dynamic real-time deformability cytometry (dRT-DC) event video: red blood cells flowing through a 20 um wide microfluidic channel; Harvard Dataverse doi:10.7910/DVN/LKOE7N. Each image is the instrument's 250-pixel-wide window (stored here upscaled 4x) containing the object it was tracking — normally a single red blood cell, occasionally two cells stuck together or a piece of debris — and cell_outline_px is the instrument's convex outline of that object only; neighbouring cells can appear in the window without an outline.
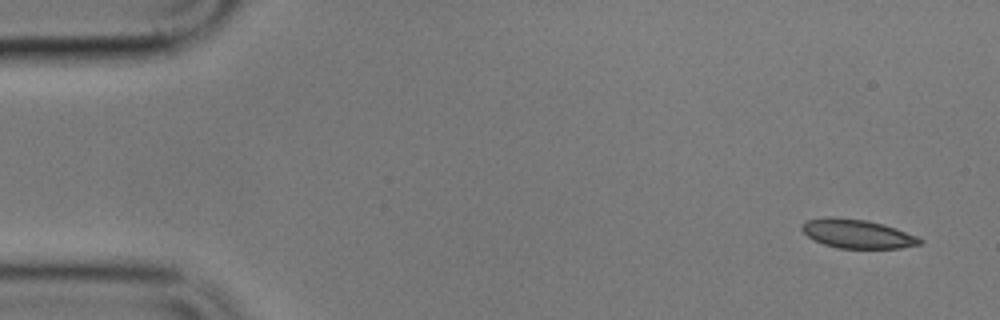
{"species": "common noctule bat (a hibernating species)", "species_latin": "Nyctalus noctula", "temperature_condition": "cold", "stored_images_in_passage": 7, "camera_frame_rate_fps": 3000, "um_per_image_px": 0.085, "animal": {"sex": "male", "body_mass_g": 17.9}, "frame": {"image": 1, "passage_image": 1, "time_ms": 0.0, "image_size_px": [1000, 320], "cell_outline_px": [[924, 240], [920, 244], [900, 248], [836, 248], [824, 244], [808, 236], [800, 228], [800, 224], [808, 220], [824, 216], [832, 216], [868, 220], [884, 224], [896, 228], [916, 236]], "centroid_in_image_um": [72.85, 19.85], "position_along_channel_um": 12.2, "area_um2": 19.94}}
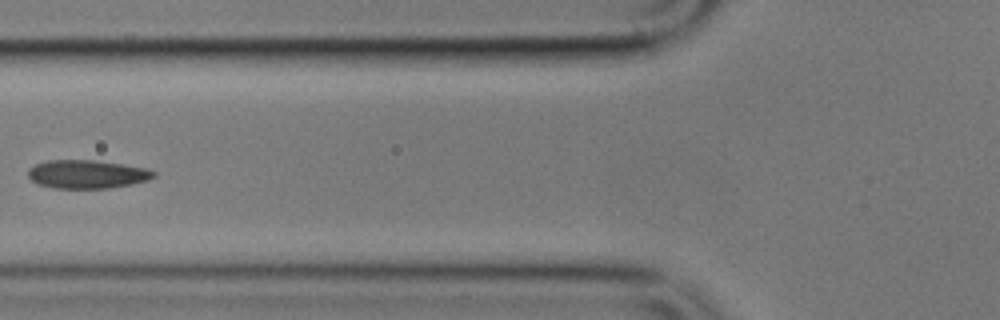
{"frame": {"image": 2, "passage_image": 6, "time_ms": 6.333, "image_size_px": [1000, 320], "cell_outline_px": [[156, 176], [148, 180], [132, 184], [108, 188], [52, 188], [40, 184], [32, 180], [28, 176], [28, 168], [36, 164], [48, 160], [92, 160], [120, 164], [144, 168], [156, 172]], "centroid_in_image_um": [7.39, 14.81], "position_along_channel_um": 118.4, "area_um2": 20.63}}
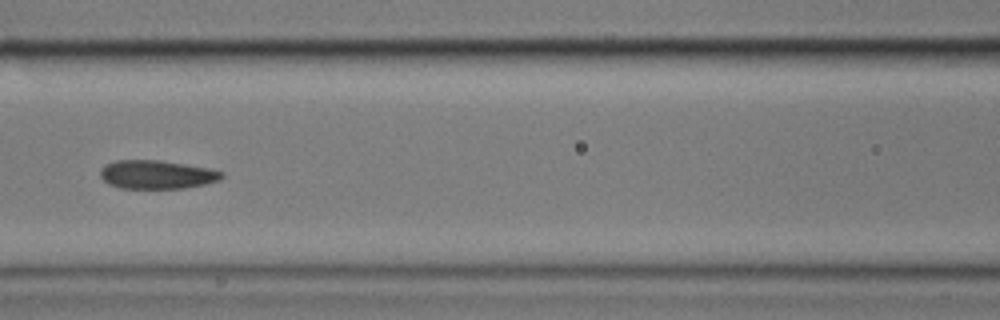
{"frame": {"image": 3, "passage_image": 7, "time_ms": 7.333, "image_size_px": [1000, 320], "cell_outline_px": [[224, 176], [220, 180], [204, 184], [184, 188], [120, 188], [108, 184], [100, 176], [100, 168], [104, 164], [116, 160], [160, 160], [212, 168], [224, 172]], "centroid_in_image_um": [13.33, 14.82], "position_along_channel_um": 153.3, "area_um2": 20.46}}